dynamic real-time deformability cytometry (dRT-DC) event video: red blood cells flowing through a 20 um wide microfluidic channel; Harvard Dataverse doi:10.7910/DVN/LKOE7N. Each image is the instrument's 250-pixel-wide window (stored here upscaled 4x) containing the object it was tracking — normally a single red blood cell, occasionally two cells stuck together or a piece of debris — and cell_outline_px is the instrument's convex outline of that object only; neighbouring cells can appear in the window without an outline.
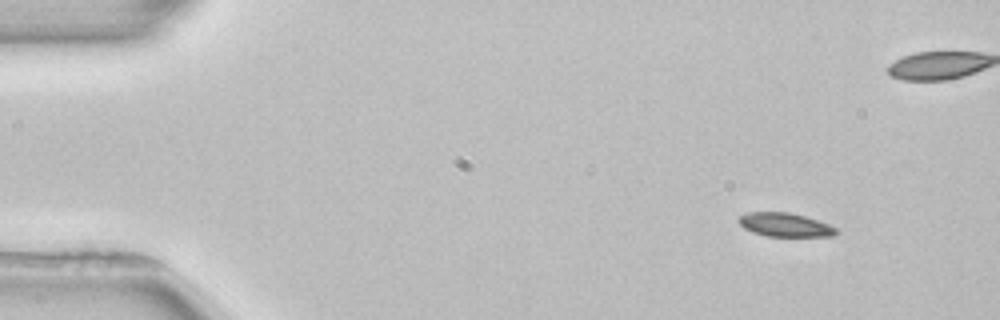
{"species": "common noctule bat (a hibernating species)", "species_latin": "Nyctalus noctula", "temperature_condition": "room temperature", "stored_images_in_passage": 4, "camera_frame_rate_fps": 3000, "um_per_image_px": 0.085, "animal": {"sex": "female", "body_mass_g": 22.7, "forearm_length_mm": 54.2}, "frame": {"image": 1, "passage_image": 1, "time_ms": 0.0, "image_size_px": [1000, 320], "cell_outline_px": [[840, 232], [836, 236], [768, 236], [752, 232], [744, 228], [736, 220], [740, 216], [748, 212], [788, 212], [804, 216], [828, 224], [836, 228]], "centroid_in_image_um": [66.73, 19.11], "position_along_channel_um": 18.3, "area_um2": 13.47}}